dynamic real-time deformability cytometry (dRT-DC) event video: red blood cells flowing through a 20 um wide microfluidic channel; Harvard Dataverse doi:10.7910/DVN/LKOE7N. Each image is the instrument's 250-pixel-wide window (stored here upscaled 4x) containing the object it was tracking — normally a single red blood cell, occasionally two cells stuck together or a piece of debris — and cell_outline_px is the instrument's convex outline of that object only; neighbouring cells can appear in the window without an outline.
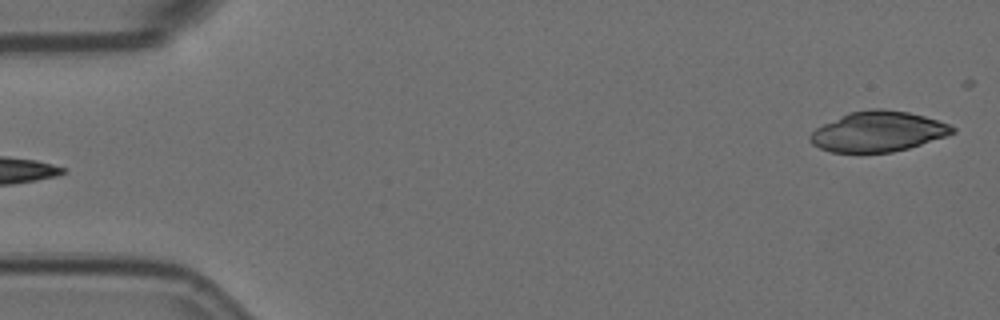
{"species": "Egyptian fruit bat (a non-hibernating species)", "species_latin": "Rousettus aegyptiacus", "temperature_condition": "room temperature", "stored_images_in_passage": 6, "segment_of_instrument_passage": [2, 2], "camera_frame_rate_fps": 3000, "um_per_image_px": 0.085, "animal": {"sex": "female"}, "frame": {"image": 1, "passage_image": 6, "time_ms": 1.667, "image_size_px": [1000, 320], "cell_outline_px": [[956, 132], [948, 136], [908, 148], [892, 152], [832, 152], [820, 148], [812, 144], [808, 140], [808, 136], [816, 128], [848, 112], [872, 108], [880, 108], [908, 112], [924, 116], [948, 124], [956, 128]], "centroid_in_image_um": [74.63, 11.18], "position_along_channel_um": 10.4, "area_um2": 33.35}}